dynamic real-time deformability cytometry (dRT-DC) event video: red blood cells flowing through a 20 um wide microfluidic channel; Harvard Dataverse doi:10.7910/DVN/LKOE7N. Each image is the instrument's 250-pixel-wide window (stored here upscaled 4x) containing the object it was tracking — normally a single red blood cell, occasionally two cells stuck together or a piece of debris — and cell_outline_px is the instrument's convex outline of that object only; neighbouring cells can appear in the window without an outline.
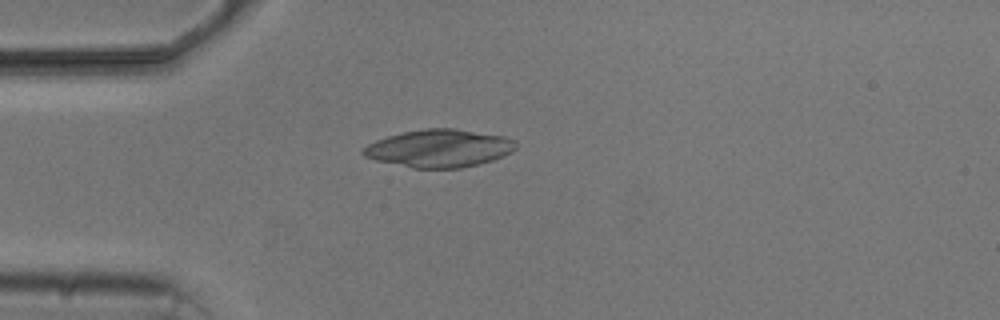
{"species": "common noctule bat (a hibernating species)", "species_latin": "Nyctalus noctula", "temperature_condition": "cold", "stored_images_in_passage": 3, "camera_frame_rate_fps": 3000, "um_per_image_px": 0.085, "animal": {"sex": "male", "body_mass_g": 20.5, "forearm_length_mm": 52.5}, "frame": {"image": 1, "passage_image": 1, "time_ms": 0.0, "image_size_px": [1000, 320], "cell_outline_px": [[516, 148], [512, 152], [504, 156], [480, 164], [460, 168], [412, 168], [376, 160], [364, 156], [360, 152], [368, 144], [376, 140], [388, 136], [404, 132], [424, 128], [456, 128], [504, 136], [516, 140]], "centroid_in_image_um": [37.36, 12.6], "position_along_channel_um": 47.6, "area_um2": 33.7}}
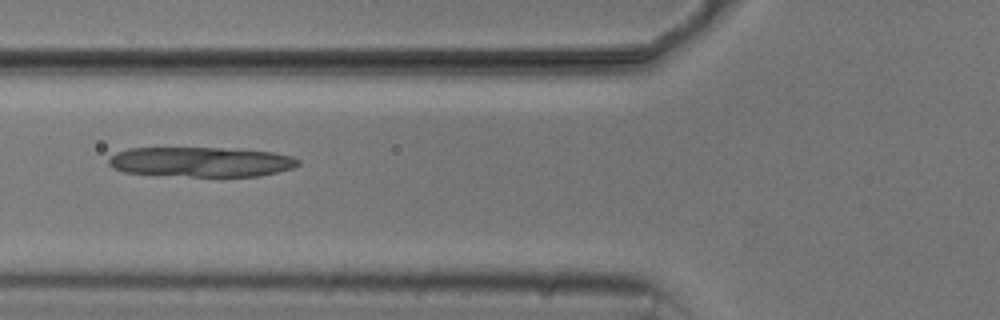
{"frame": {"image": 2, "passage_image": 3, "time_ms": 2.0, "image_size_px": [1000, 320], "cell_outline_px": [[300, 164], [292, 168], [260, 176], [188, 176], [124, 172], [112, 168], [108, 164], [108, 160], [116, 152], [128, 148], [220, 148], [272, 152], [292, 156], [300, 160]], "centroid_in_image_um": [17.08, 13.76], "position_along_channel_um": 108.7, "area_um2": 32.77}}